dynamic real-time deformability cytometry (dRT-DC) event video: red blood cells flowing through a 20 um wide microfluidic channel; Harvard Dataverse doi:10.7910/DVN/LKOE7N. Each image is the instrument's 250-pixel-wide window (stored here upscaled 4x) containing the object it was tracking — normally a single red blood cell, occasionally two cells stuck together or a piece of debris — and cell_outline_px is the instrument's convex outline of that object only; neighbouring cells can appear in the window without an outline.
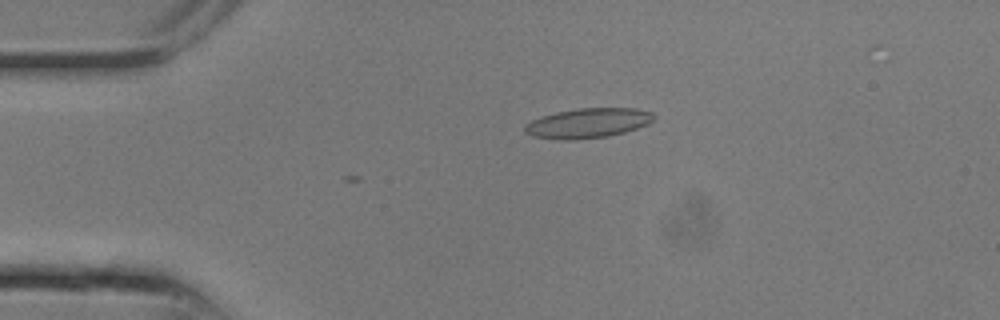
{"species": "common noctule bat (a hibernating species)", "species_latin": "Nyctalus noctula", "temperature_condition": "room temperature", "stored_images_in_passage": 7, "camera_frame_rate_fps": 3000, "um_per_image_px": 0.085, "animal": {"sex": "male", "body_mass_g": 13.3}, "frame": {"image": 1, "passage_image": 5, "time_ms": 1.333, "image_size_px": [1000, 320], "cell_outline_px": [[656, 116], [648, 124], [624, 132], [608, 136], [576, 140], [556, 140], [532, 136], [524, 132], [524, 124], [532, 120], [556, 112], [576, 108], [636, 108], [652, 112]], "centroid_in_image_um": [49.95, 10.47], "position_along_channel_um": 35.0, "area_um2": 22.54}}